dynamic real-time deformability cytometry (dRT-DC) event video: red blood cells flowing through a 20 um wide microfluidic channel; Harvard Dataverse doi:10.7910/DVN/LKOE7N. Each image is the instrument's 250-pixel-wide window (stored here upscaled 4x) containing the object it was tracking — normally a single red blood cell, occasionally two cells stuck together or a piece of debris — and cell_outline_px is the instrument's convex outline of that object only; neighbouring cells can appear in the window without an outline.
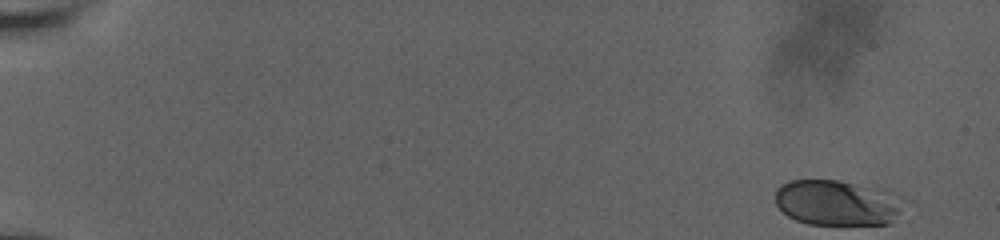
{"species": "human", "species_latin": "Homo sapiens", "temperature_condition": "room temperature", "stored_images_in_passage": 21, "camera_frame_rate_fps": 3000, "um_per_image_px": 0.085, "donor": {"sex": "male"}, "frame": {"image": 1, "passage_image": 1, "time_ms": 0.0, "image_size_px": [1000, 240], "cell_outline_px": [[908, 200], [892, 224], [808, 224], [796, 220], [788, 216], [776, 204], [776, 188], [780, 184], [788, 180], [840, 180], [876, 184], [896, 192], [904, 196]], "centroid_in_image_um": [71.3, 17.19], "position_along_channel_um": 13.7, "area_um2": 35.55}}
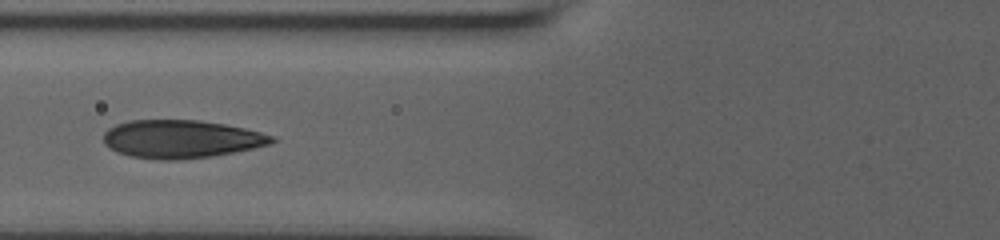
{"frame": {"image": 2, "passage_image": 12, "time_ms": 7.667, "image_size_px": [1000, 240], "cell_outline_px": [[276, 140], [272, 144], [212, 156], [176, 160], [156, 160], [132, 156], [116, 152], [108, 148], [104, 144], [104, 132], [108, 128], [116, 124], [128, 120], [200, 120], [224, 124], [244, 128], [276, 136]], "centroid_in_image_um": [15.38, 11.82], "position_along_channel_um": 110.4, "area_um2": 37.51}}
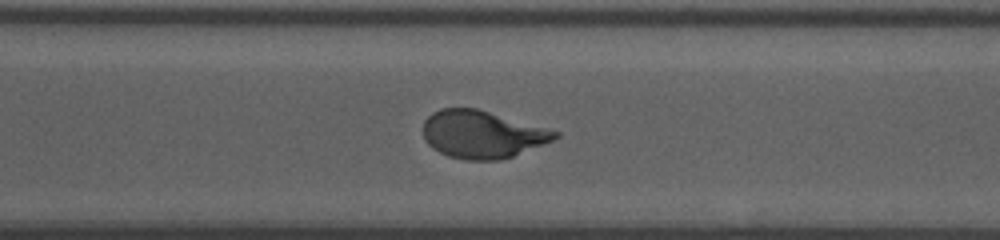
{"frame": {"image": 3, "passage_image": 21, "time_ms": 13.667, "image_size_px": [1000, 240], "cell_outline_px": [[560, 136], [552, 140], [512, 156], [500, 160], [464, 160], [448, 156], [432, 148], [424, 140], [424, 120], [432, 112], [440, 108], [476, 108], [560, 132]], "centroid_in_image_um": [40.94, 11.42], "position_along_channel_um": 329.7, "area_um2": 36.24}}